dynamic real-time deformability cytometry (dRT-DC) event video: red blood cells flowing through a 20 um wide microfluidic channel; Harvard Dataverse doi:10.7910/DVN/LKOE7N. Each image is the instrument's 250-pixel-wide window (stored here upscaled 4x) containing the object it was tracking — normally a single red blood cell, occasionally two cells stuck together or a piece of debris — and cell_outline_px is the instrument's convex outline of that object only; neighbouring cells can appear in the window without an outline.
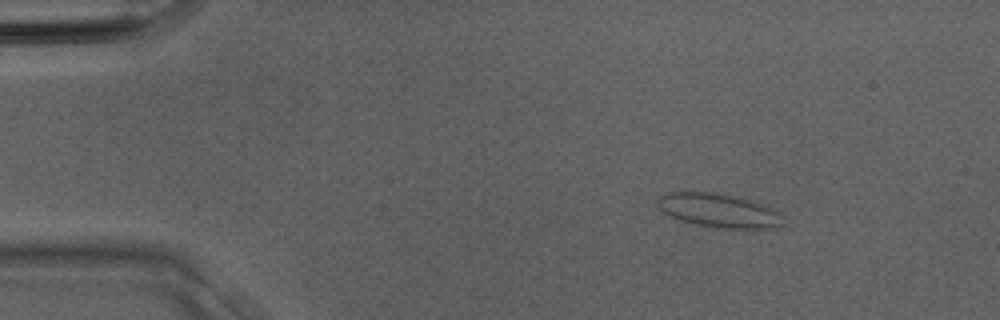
{"species": "Egyptian fruit bat (a non-hibernating species)", "species_latin": "Rousettus aegyptiacus", "temperature_condition": "room temperature", "stored_images_in_passage": 2, "camera_frame_rate_fps": 3000, "um_per_image_px": 0.085, "animal": {"sex": "male"}, "frame": {"image": 1, "passage_image": 1, "time_ms": 0.0, "image_size_px": [1000, 320], "cell_outline_px": [[780, 224], [776, 228], [716, 228], [696, 224], [680, 220], [664, 212], [656, 204], [656, 200], [664, 192], [712, 192], [732, 196], [768, 208], [776, 212], [780, 216]], "centroid_in_image_um": [60.96, 17.9], "position_along_channel_um": 24.0, "area_um2": 23.87}}